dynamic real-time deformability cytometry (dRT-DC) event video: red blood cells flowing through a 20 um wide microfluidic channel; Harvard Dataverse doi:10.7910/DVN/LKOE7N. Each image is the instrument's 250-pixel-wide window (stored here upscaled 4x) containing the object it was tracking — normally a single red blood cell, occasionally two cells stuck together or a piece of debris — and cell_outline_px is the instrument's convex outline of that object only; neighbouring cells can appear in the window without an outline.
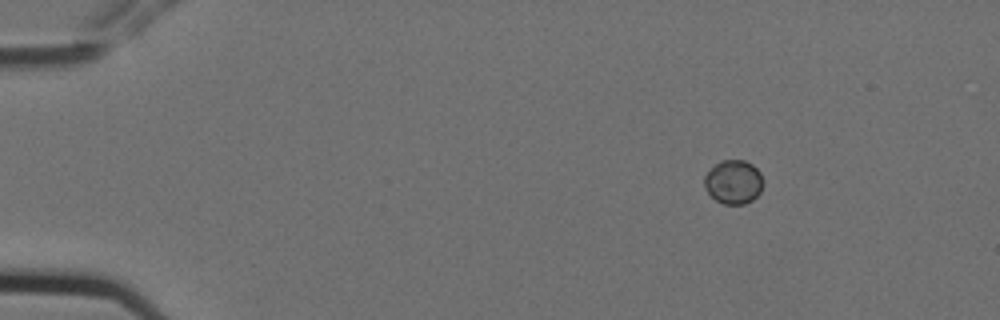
{"species": "Egyptian fruit bat (a non-hibernating species)", "species_latin": "Rousettus aegyptiacus", "temperature_condition": "cold", "stored_images_in_passage": 2, "camera_frame_rate_fps": 3000, "um_per_image_px": 0.085, "animal": {"sex": "female"}, "frame": {"image": 1, "passage_image": 1, "time_ms": 0.0, "image_size_px": [1000, 320], "cell_outline_px": [[764, 180], [760, 192], [752, 200], [744, 204], [724, 204], [716, 200], [704, 188], [704, 176], [716, 164], [724, 160], [744, 160], [752, 164], [760, 172]], "centroid_in_image_um": [62.36, 15.47], "position_along_channel_um": 22.6, "area_um2": 14.97}}